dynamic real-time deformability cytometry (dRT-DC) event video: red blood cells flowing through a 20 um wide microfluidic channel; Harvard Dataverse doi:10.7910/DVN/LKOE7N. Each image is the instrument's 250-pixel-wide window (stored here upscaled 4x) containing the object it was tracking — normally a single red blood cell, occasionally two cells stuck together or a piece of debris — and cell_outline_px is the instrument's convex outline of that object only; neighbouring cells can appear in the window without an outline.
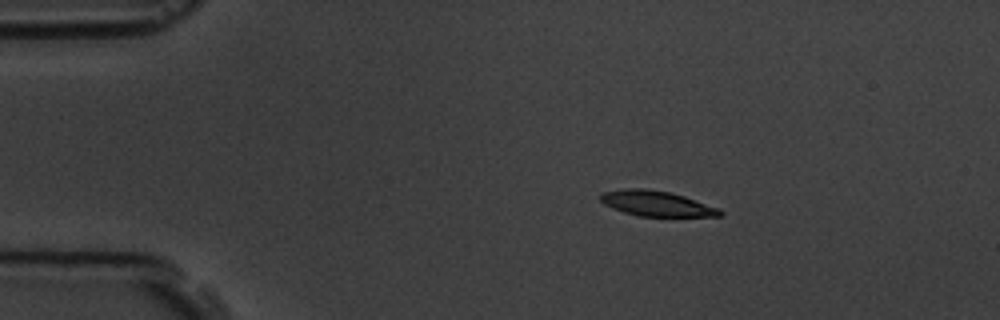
{"species": "common noctule bat (a hibernating species)", "species_latin": "Nyctalus noctula", "temperature_condition": "room temperature", "stored_images_in_passage": 4, "camera_frame_rate_fps": 3000, "um_per_image_px": 0.085, "animal": {"sex": "male", "body_mass_g": 19.5, "forearm_length_mm": 54.6}, "frame": {"image": 1, "passage_image": 2, "time_ms": 1.333, "image_size_px": [1000, 320], "cell_outline_px": [[724, 216], [636, 216], [624, 212], [604, 204], [600, 200], [600, 192], [628, 188], [648, 188], [668, 192], [684, 196], [720, 208], [724, 212]], "centroid_in_image_um": [55.82, 17.29], "position_along_channel_um": 29.2, "area_um2": 17.69}}